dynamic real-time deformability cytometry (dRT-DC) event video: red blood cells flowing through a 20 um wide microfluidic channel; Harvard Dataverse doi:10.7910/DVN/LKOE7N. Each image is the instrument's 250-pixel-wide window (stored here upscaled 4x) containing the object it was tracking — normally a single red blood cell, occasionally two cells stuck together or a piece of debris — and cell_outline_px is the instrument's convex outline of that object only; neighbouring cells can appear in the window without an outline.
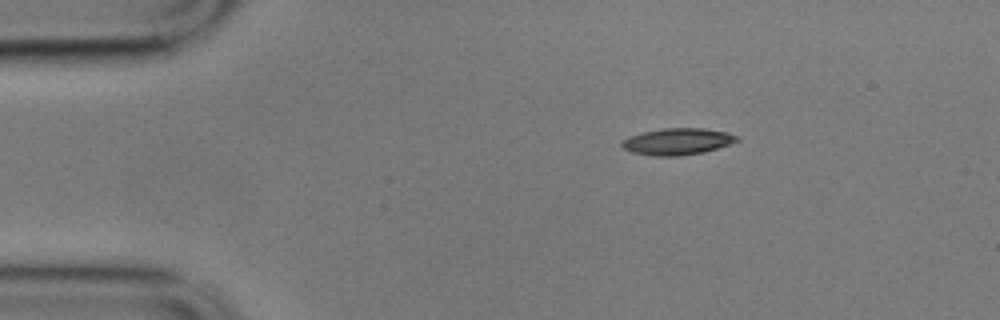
{"species": "common noctule bat (a hibernating species)", "species_latin": "Nyctalus noctula", "temperature_condition": "cold", "stored_images_in_passage": 3, "camera_frame_rate_fps": 3000, "um_per_image_px": 0.085, "animal": {"sex": "male", "body_mass_g": 17.9}, "frame": {"image": 1, "passage_image": 1, "time_ms": 0.0, "image_size_px": [1000, 320], "cell_outline_px": [[740, 140], [704, 152], [680, 156], [652, 156], [632, 152], [624, 148], [620, 144], [628, 136], [644, 132], [664, 128], [704, 128], [728, 132], [736, 136]], "centroid_in_image_um": [57.57, 12.03], "position_along_channel_um": 27.4, "area_um2": 17.74}}